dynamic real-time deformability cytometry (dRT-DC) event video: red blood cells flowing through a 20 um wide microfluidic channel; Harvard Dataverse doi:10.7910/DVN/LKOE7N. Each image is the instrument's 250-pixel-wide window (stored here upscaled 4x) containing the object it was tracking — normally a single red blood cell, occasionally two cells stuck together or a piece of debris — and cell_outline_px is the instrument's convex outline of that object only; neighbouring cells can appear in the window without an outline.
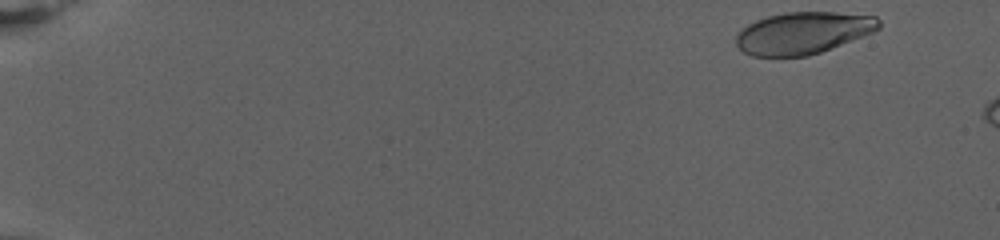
{"species": "human", "species_latin": "Homo sapiens", "temperature_condition": "warm", "stored_images_in_passage": 11, "camera_frame_rate_fps": 3000, "um_per_image_px": 0.085, "donor": {"sex": "female"}, "frame": {"image": 1, "passage_image": 1, "time_ms": 0.0, "image_size_px": [1000, 240], "cell_outline_px": [[880, 28], [872, 32], [820, 52], [808, 56], [752, 56], [744, 52], [736, 44], [736, 36], [748, 24], [756, 20], [768, 16], [784, 12], [836, 12], [876, 16], [880, 20]], "centroid_in_image_um": [68.26, 2.79], "position_along_channel_um": 16.7, "area_um2": 34.62}}